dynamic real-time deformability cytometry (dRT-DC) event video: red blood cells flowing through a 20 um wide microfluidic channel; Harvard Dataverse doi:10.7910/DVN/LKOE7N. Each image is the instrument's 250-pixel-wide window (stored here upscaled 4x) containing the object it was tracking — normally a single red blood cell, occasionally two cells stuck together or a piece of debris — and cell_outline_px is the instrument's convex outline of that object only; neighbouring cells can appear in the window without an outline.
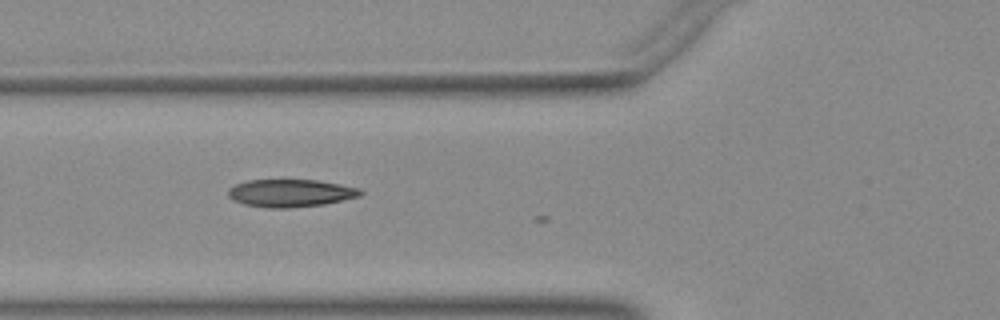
{"species": "Egyptian fruit bat (a non-hibernating species)", "species_latin": "Rousettus aegyptiacus", "temperature_condition": "warm", "stored_images_in_passage": 6, "camera_frame_rate_fps": 3000, "um_per_image_px": 0.085, "animal": {"sex": "female"}, "frame": {"image": 1, "passage_image": 3, "time_ms": 0.667, "image_size_px": [1000, 320], "cell_outline_px": [[364, 192], [360, 196], [344, 200], [324, 204], [288, 208], [272, 208], [244, 204], [232, 200], [228, 196], [228, 188], [236, 184], [248, 180], [316, 180], [340, 184], [360, 188]], "centroid_in_image_um": [24.7, 16.41], "position_along_channel_um": 101.1, "area_um2": 21.33}}